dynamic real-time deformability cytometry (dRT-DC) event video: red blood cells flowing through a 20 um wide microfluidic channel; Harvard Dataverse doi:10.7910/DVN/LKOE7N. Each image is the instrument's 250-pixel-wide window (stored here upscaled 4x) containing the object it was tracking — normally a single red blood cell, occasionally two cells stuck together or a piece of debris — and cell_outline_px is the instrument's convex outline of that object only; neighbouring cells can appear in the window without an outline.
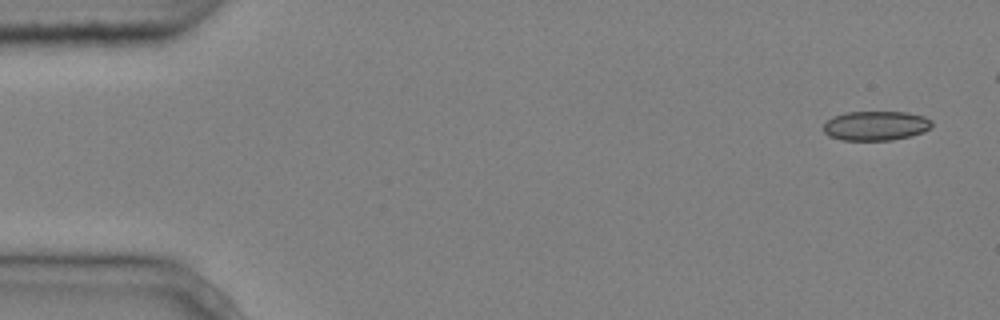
{"species": "common noctule bat (a hibernating species)", "species_latin": "Nyctalus noctula", "temperature_condition": "cold", "stored_images_in_passage": 10, "segment_of_instrument_passage": [1, 2], "camera_frame_rate_fps": 3000, "um_per_image_px": 0.085, "animal": {"sex": "male", "body_mass_g": 20.4}, "frame": {"image": 1, "passage_image": 1, "time_ms": 0.0, "image_size_px": [1000, 320], "cell_outline_px": [[932, 124], [924, 132], [912, 136], [892, 140], [840, 140], [828, 136], [824, 132], [824, 124], [832, 116], [844, 112], [908, 112], [924, 116], [932, 120]], "centroid_in_image_um": [74.43, 10.69], "position_along_channel_um": 10.6, "area_um2": 18.79}}
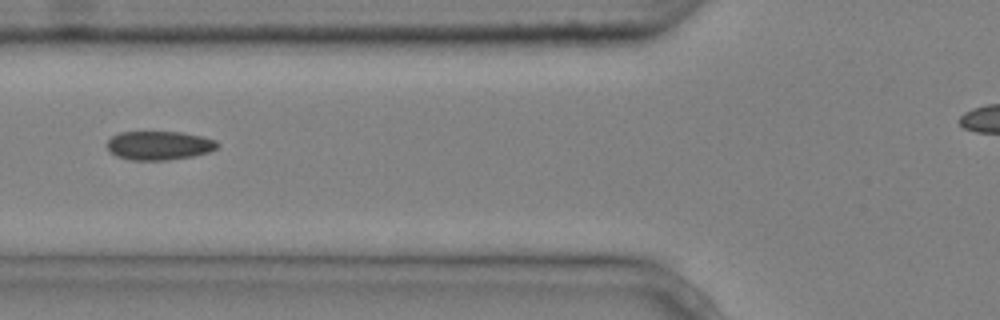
{"frame": {"image": 2, "passage_image": 6, "time_ms": 1.667, "image_size_px": [1000, 320], "cell_outline_px": [[220, 144], [216, 148], [208, 152], [192, 156], [168, 160], [128, 160], [116, 156], [108, 148], [108, 140], [112, 136], [120, 132], [180, 132], [200, 136], [216, 140]], "centroid_in_image_um": [13.52, 12.37], "position_along_channel_um": 112.3, "area_um2": 18.44}}
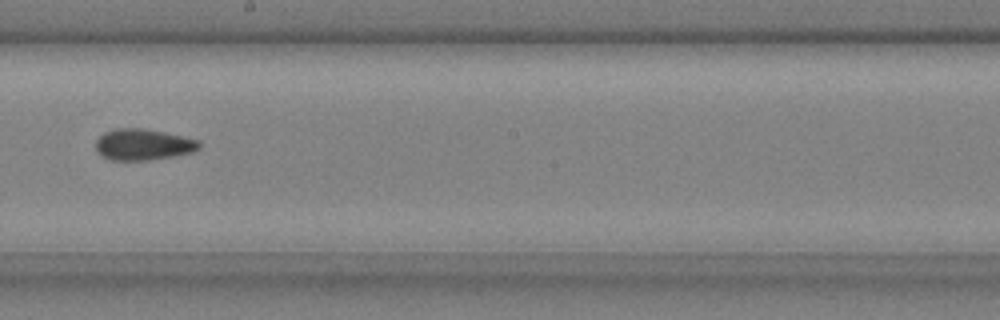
{"frame": {"image": 3, "passage_image": 9, "time_ms": 2.667, "image_size_px": [1000, 320], "cell_outline_px": [[200, 148], [192, 152], [172, 156], [148, 160], [112, 160], [100, 156], [96, 152], [96, 140], [104, 132], [116, 128], [144, 128], [164, 132], [200, 140]], "centroid_in_image_um": [12.14, 12.28], "position_along_channel_um": 236.1, "area_um2": 18.9}}